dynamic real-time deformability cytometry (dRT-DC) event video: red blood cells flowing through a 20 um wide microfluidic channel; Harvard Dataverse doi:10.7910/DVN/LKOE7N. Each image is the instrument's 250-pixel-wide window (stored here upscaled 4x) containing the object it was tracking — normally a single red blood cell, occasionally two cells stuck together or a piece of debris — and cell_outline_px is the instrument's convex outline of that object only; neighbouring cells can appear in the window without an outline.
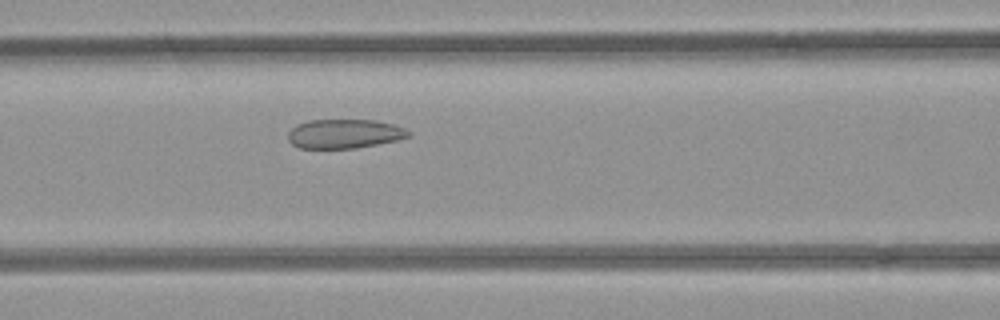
{"species": "common noctule bat (a hibernating species)", "species_latin": "Nyctalus noctula", "temperature_condition": "room temperature", "stored_images_in_passage": 41, "camera_frame_rate_fps": 3000, "um_per_image_px": 0.085, "animal": {"sex": "female", "body_mass_g": 21.9}, "frame": {"image": 1, "passage_image": 10, "time_ms": 3.0, "image_size_px": [1000, 320], "cell_outline_px": [[412, 136], [400, 140], [356, 148], [300, 148], [292, 144], [288, 140], [288, 132], [296, 124], [308, 120], [376, 120], [392, 124], [404, 128], [412, 132]], "centroid_in_image_um": [29.3, 11.37], "position_along_channel_um": 137.3, "area_um2": 20.69}}
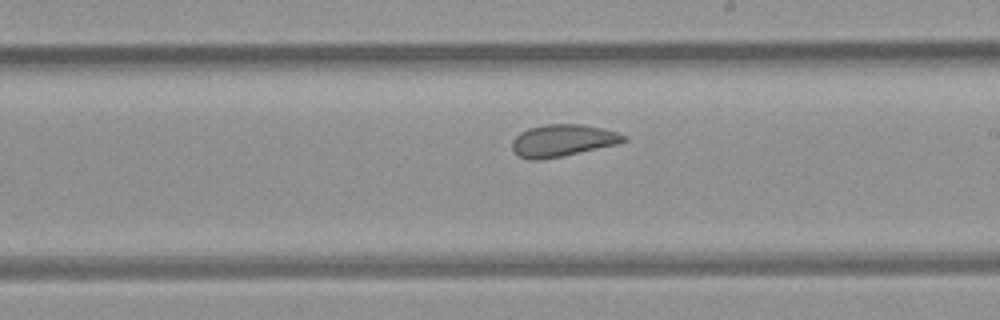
{"frame": {"image": 2, "passage_image": 18, "time_ms": 5.667, "image_size_px": [1000, 320], "cell_outline_px": [[628, 140], [616, 144], [564, 156], [540, 160], [528, 160], [512, 152], [512, 140], [520, 132], [528, 128], [544, 124], [580, 124], [604, 128], [628, 136]], "centroid_in_image_um": [47.8, 11.94], "position_along_channel_um": 241.2, "area_um2": 21.04}}
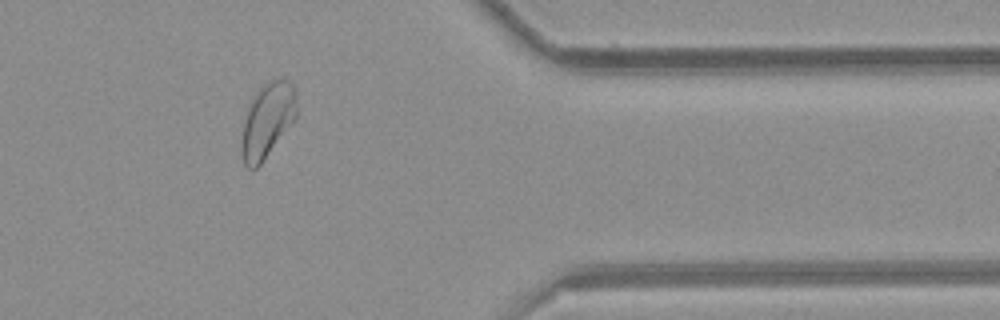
{"frame": {"image": 3, "passage_image": 31, "time_ms": 10.0, "image_size_px": [1000, 320], "cell_outline_px": [[296, 120], [260, 164], [256, 168], [248, 168], [244, 164], [240, 152], [240, 148], [244, 124], [248, 104], [260, 88], [272, 76], [276, 76], [288, 80], [296, 88]], "centroid_in_image_um": [22.75, 10.19], "position_along_channel_um": 388.7, "area_um2": 24.33}, "authors_computed_cell_mechanics": {"area_um2": 22.9466, "velocity_mm_per_s": 3.8931, "shape_relaxation_time_tau1_ms": null, "shape_relaxation_time_tau2_ms": 1.2014, "deformation_change_tau1": null, "deformation_change_tau2": 0.0813}}